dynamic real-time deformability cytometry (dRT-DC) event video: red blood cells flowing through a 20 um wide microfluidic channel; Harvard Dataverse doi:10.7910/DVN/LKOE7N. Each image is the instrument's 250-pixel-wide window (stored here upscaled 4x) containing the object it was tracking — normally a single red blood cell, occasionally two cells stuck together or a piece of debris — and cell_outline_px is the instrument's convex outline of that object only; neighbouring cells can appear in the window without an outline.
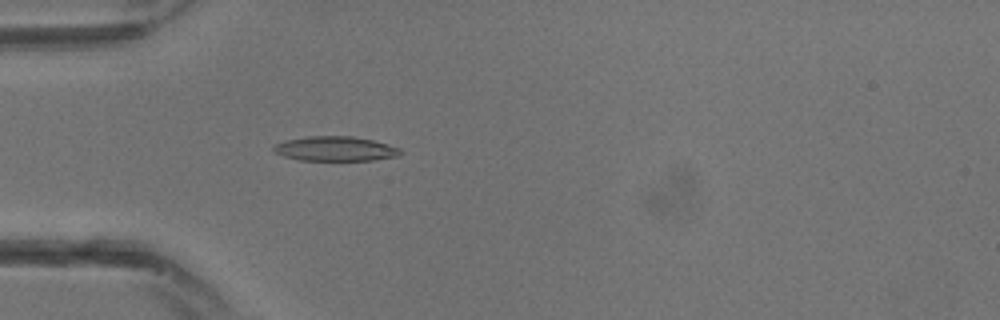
{"species": "common noctule bat (a hibernating species)", "species_latin": "Nyctalus noctula", "temperature_condition": "warm", "stored_images_in_passage": 24, "camera_frame_rate_fps": 3000, "um_per_image_px": 0.085, "animal": {"sex": "male", "body_mass_g": 13.3}, "frame": {"image": 1, "passage_image": 3, "time_ms": 0.667, "image_size_px": [1000, 320], "cell_outline_px": [[404, 152], [400, 156], [372, 160], [300, 160], [284, 156], [276, 152], [272, 148], [276, 144], [284, 140], [308, 136], [352, 136], [372, 140], [388, 144], [400, 148]], "centroid_in_image_um": [28.54, 12.64], "position_along_channel_um": 56.5, "area_um2": 18.21}}
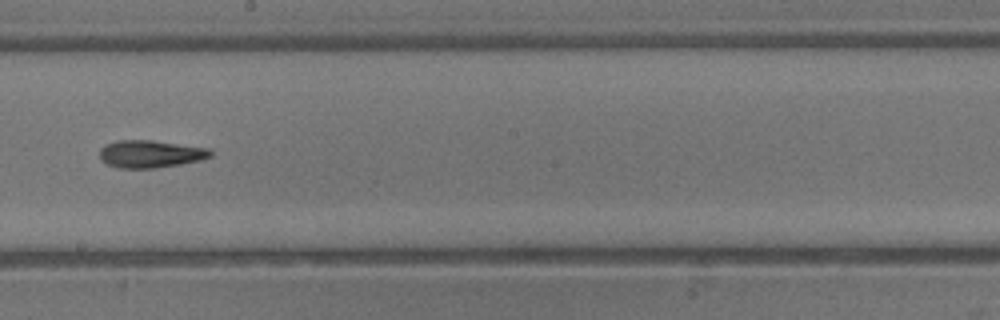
{"frame": {"image": 2, "passage_image": 11, "time_ms": 3.333, "image_size_px": [1000, 320], "cell_outline_px": [[212, 156], [200, 160], [180, 164], [152, 168], [120, 168], [108, 164], [100, 160], [100, 148], [104, 144], [116, 140], [152, 140], [212, 148]], "centroid_in_image_um": [12.79, 13.07], "position_along_channel_um": 235.4, "area_um2": 17.92}}
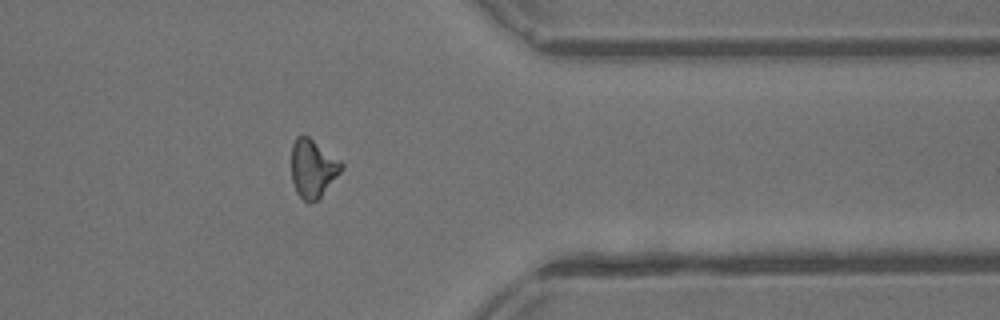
{"frame": {"image": 3, "passage_image": 18, "time_ms": 5.667, "image_size_px": [1000, 320], "cell_outline_px": [[344, 168], [320, 196], [312, 204], [308, 204], [296, 192], [292, 180], [292, 144], [296, 136], [304, 132], [340, 160], [344, 164]], "centroid_in_image_um": [26.58, 14.27], "position_along_channel_um": 384.8, "area_um2": 17.11}}